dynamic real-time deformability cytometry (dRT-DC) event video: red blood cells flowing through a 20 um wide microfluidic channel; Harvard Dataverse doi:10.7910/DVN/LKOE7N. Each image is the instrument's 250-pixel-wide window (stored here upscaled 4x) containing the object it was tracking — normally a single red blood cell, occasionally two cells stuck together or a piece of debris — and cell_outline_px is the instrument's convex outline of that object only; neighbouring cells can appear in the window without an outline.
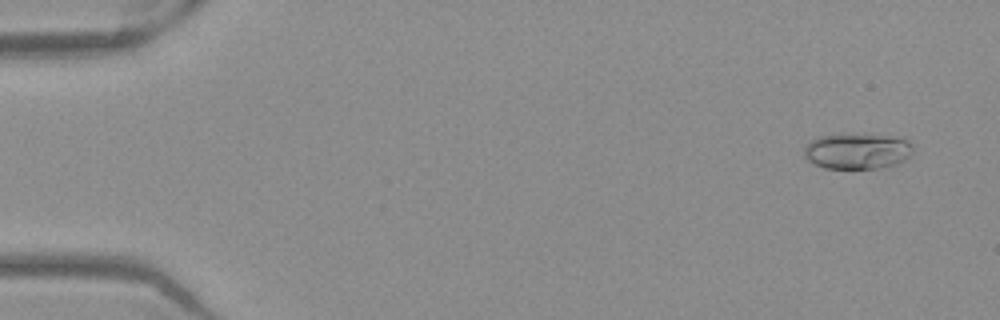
{"species": "Egyptian fruit bat (a non-hibernating species)", "species_latin": "Rousettus aegyptiacus", "temperature_condition": "warm", "stored_images_in_passage": 52, "camera_frame_rate_fps": 3000, "um_per_image_px": 0.085, "frame": {"image": 1, "passage_image": 3, "time_ms": 0.667, "image_size_px": [1000, 320], "cell_outline_px": [[912, 152], [904, 160], [896, 164], [880, 168], [824, 168], [808, 160], [804, 156], [804, 148], [816, 136], [840, 132], [864, 132], [892, 136], [908, 140], [912, 144]], "centroid_in_image_um": [72.85, 12.78], "position_along_channel_um": 12.1, "area_um2": 23.47}}
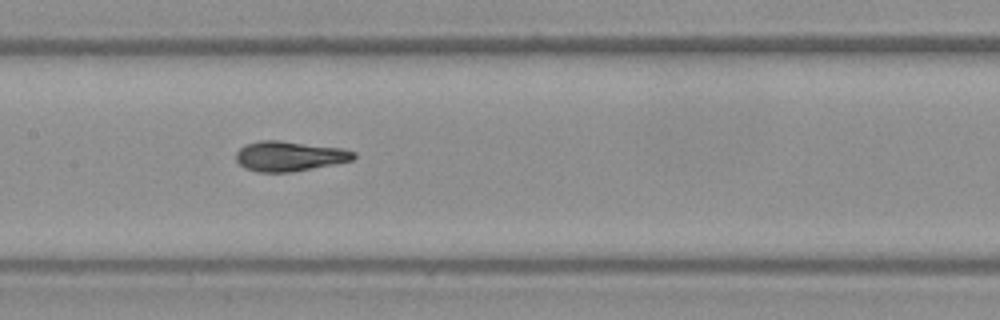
{"frame": {"image": 2, "passage_image": 26, "time_ms": 8.333, "image_size_px": [1000, 320], "cell_outline_px": [[356, 156], [352, 160], [336, 164], [292, 172], [256, 172], [244, 168], [236, 160], [236, 152], [244, 144], [260, 140], [280, 140], [344, 148], [356, 152]], "centroid_in_image_um": [24.6, 13.27], "position_along_channel_um": 182.8, "area_um2": 20.87}}
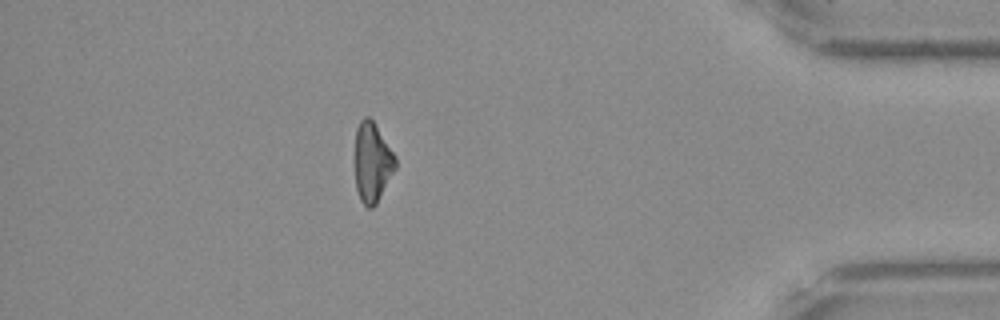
{"frame": {"image": 3, "passage_image": 46, "time_ms": 15.0, "image_size_px": [1000, 320], "cell_outline_px": [[396, 168], [376, 204], [372, 208], [368, 208], [360, 200], [356, 188], [356, 128], [360, 120], [364, 116], [368, 116], [372, 120], [396, 156]], "centroid_in_image_um": [31.65, 13.8], "position_along_channel_um": 403.5, "area_um2": 18.55}, "authors_computed_cell_mechanics": {"area_um2": 20.4901, "velocity_mm_per_s": 3.9369, "shape_relaxation_time_tau1_ms": 3.569, "shape_relaxation_time_tau2_ms": 0.8057, "deformation_change_tau1": 0.182, "deformation_change_tau2": 0.062}}